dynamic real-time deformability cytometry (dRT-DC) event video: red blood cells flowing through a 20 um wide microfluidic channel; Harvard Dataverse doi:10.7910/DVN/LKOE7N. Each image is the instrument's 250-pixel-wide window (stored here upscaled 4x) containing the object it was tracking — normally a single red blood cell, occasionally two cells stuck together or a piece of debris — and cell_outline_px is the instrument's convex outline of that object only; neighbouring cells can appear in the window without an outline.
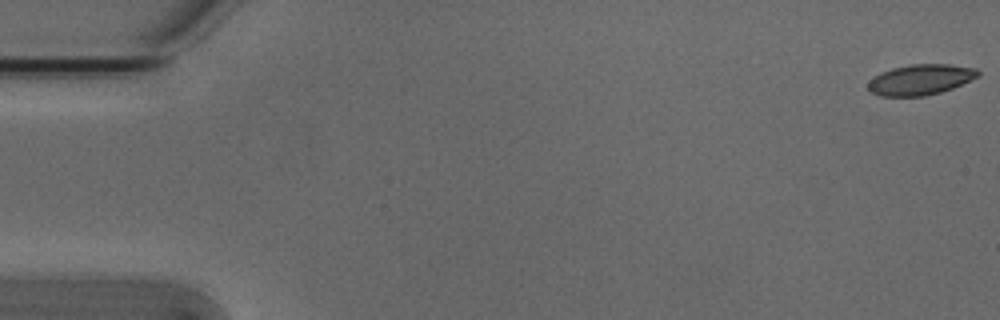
{"species": "Egyptian fruit bat (a non-hibernating species)", "species_latin": "Rousettus aegyptiacus", "temperature_condition": "cold", "stored_images_in_passage": 2, "camera_frame_rate_fps": 3000, "um_per_image_px": 0.085, "animal": {"sex": "male"}, "frame": {"image": 1, "passage_image": 1, "time_ms": 0.0, "image_size_px": [1000, 320], "cell_outline_px": [[980, 76], [952, 88], [940, 92], [924, 96], [880, 96], [868, 92], [868, 80], [880, 72], [892, 68], [908, 64], [948, 64], [976, 68], [980, 72]], "centroid_in_image_um": [78.21, 6.76], "position_along_channel_um": 6.8, "area_um2": 19.77}}